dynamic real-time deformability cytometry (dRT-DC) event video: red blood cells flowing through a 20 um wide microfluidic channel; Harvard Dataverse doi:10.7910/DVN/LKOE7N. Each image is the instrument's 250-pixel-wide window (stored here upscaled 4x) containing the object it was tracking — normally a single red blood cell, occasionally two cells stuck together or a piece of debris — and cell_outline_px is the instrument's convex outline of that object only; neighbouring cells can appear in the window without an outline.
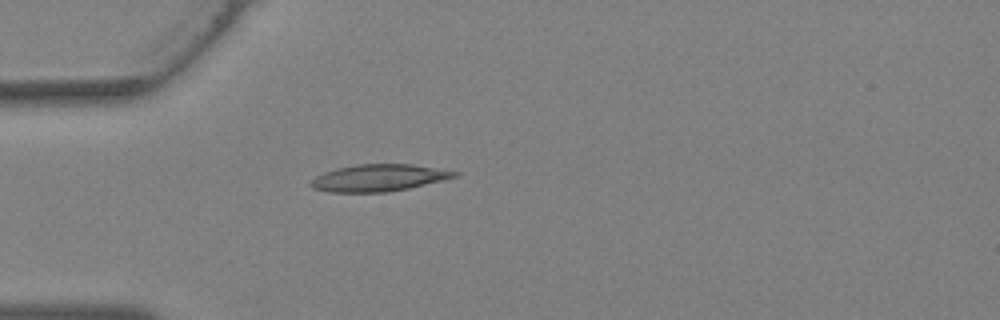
{"species": "Egyptian fruit bat (a non-hibernating species)", "species_latin": "Rousettus aegyptiacus", "temperature_condition": "warm", "stored_images_in_passage": 28, "camera_frame_rate_fps": 3000, "um_per_image_px": 0.085, "animal": {"sex": "female"}, "frame": {"image": 1, "passage_image": 1, "time_ms": 0.0, "image_size_px": [1000, 320], "cell_outline_px": [[460, 176], [444, 180], [408, 188], [388, 192], [328, 192], [312, 188], [308, 184], [316, 176], [324, 172], [336, 168], [356, 164], [412, 164], [460, 172]], "centroid_in_image_um": [32.19, 15.11], "position_along_channel_um": 52.8, "area_um2": 22.66}}
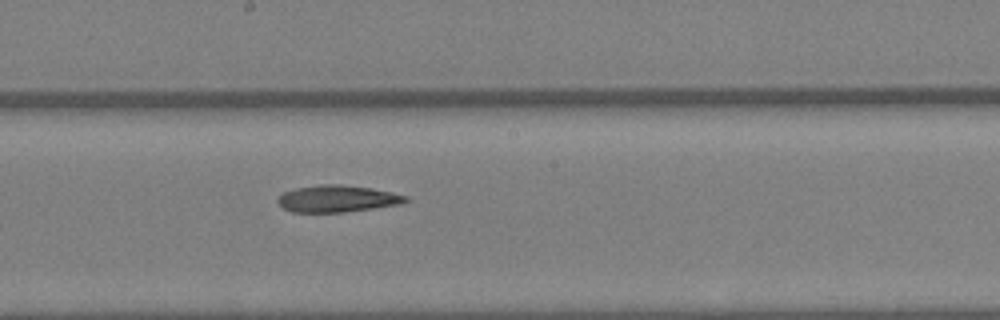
{"frame": {"image": 2, "passage_image": 11, "time_ms": 3.333, "image_size_px": [1000, 320], "cell_outline_px": [[408, 200], [400, 204], [344, 212], [292, 212], [284, 208], [276, 200], [284, 192], [296, 188], [320, 184], [340, 184], [372, 188], [392, 192], [408, 196]], "centroid_in_image_um": [28.67, 16.88], "position_along_channel_um": 219.5, "area_um2": 19.88}}
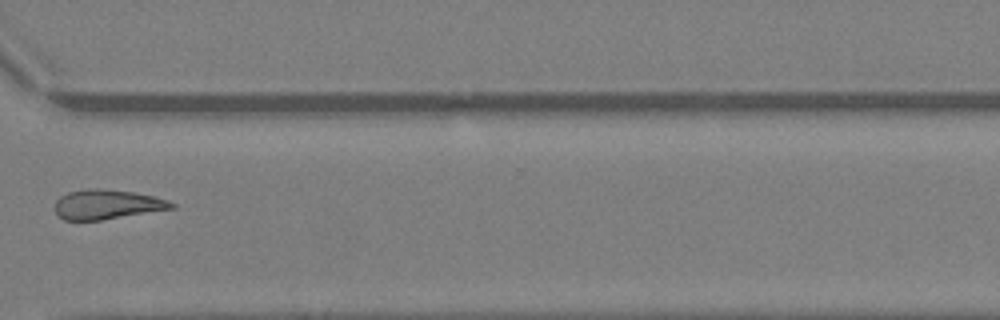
{"frame": {"image": 3, "passage_image": 19, "time_ms": 6.0, "image_size_px": [1000, 320], "cell_outline_px": [[176, 208], [100, 220], [64, 220], [56, 216], [52, 208], [56, 200], [60, 196], [68, 192], [88, 188], [96, 188], [132, 192], [152, 196], [168, 200], [176, 204]], "centroid_in_image_um": [9.03, 17.38], "position_along_channel_um": 361.6, "area_um2": 20.29}}